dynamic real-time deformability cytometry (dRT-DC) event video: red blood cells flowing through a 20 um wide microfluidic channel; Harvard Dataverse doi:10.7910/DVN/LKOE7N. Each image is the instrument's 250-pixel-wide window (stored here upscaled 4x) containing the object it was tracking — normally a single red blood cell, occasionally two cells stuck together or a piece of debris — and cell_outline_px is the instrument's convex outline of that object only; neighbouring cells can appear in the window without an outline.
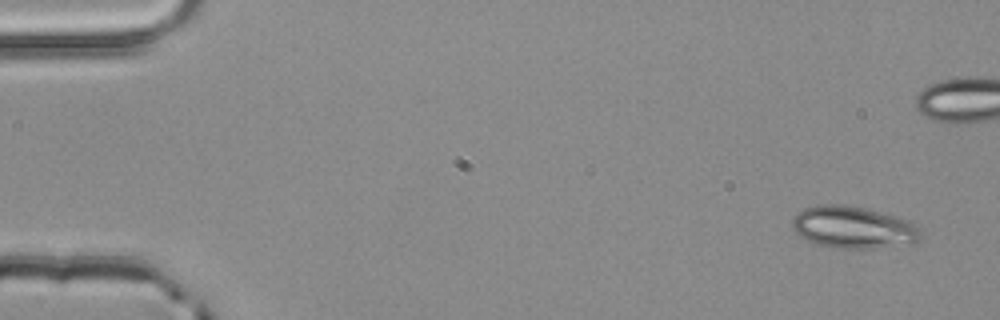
{"species": "common noctule bat (a hibernating species)", "species_latin": "Nyctalus noctula", "temperature_condition": "room temperature", "stored_images_in_passage": 4, "camera_frame_rate_fps": 3000, "um_per_image_px": 0.085, "animal": {"sex": "male", "body_mass_g": 20.4}, "frame": {"image": 1, "passage_image": 1, "time_ms": 0.0, "image_size_px": [1000, 320], "cell_outline_px": [[920, 240], [912, 244], [876, 248], [840, 248], [816, 244], [800, 236], [792, 228], [792, 220], [804, 208], [820, 204], [844, 204], [864, 208], [896, 216], [908, 220], [916, 224], [920, 232]], "centroid_in_image_um": [72.55, 19.33], "position_along_channel_um": 12.4, "area_um2": 31.44}}